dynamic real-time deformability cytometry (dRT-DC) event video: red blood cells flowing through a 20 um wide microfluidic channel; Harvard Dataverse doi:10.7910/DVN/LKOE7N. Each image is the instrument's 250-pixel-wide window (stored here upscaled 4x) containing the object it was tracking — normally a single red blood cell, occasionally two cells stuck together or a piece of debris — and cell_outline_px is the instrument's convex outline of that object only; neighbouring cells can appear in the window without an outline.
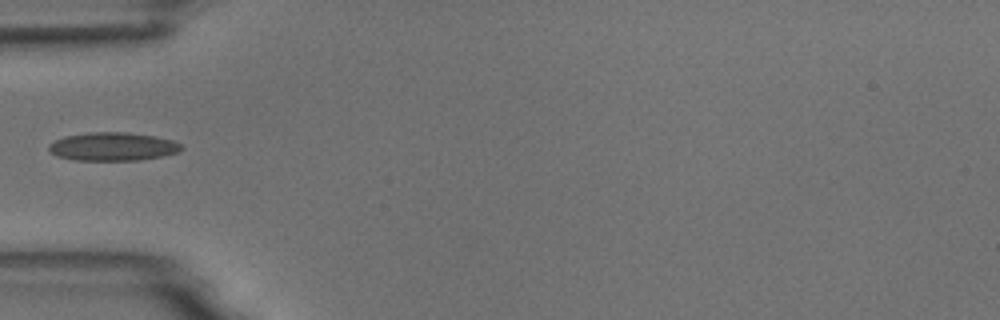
{"species": "common noctule bat (a hibernating species)", "species_latin": "Nyctalus noctula", "temperature_condition": "room temperature", "stored_images_in_passage": 5, "camera_frame_rate_fps": 3000, "um_per_image_px": 0.085, "animal": {"sex": "male", "body_mass_g": 18.8}, "frame": {"image": 1, "passage_image": 4, "time_ms": 3.667, "image_size_px": [1000, 320], "cell_outline_px": [[184, 148], [180, 152], [140, 160], [72, 160], [56, 156], [48, 148], [48, 144], [64, 136], [88, 132], [124, 132], [156, 136], [172, 140], [184, 144]], "centroid_in_image_um": [9.61, 12.45], "position_along_channel_um": 75.4, "area_um2": 22.08}}